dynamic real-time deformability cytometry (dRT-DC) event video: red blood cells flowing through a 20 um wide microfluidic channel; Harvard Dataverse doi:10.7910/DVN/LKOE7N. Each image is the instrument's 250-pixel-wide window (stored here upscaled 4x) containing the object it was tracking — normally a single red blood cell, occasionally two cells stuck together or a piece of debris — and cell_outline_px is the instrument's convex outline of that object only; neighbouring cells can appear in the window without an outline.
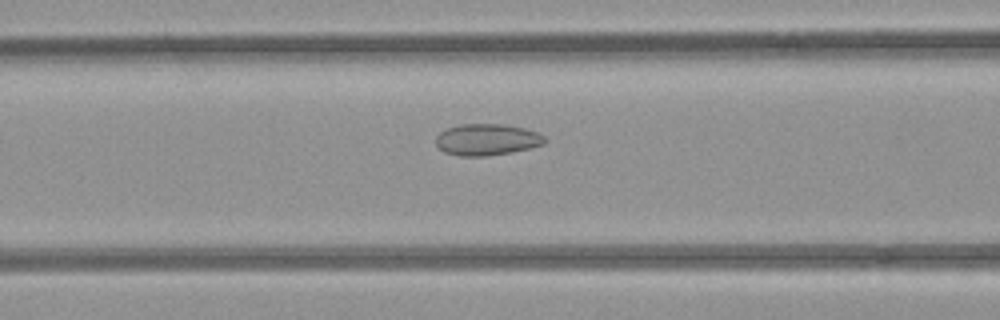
{"species": "common noctule bat (a hibernating species)", "species_latin": "Nyctalus noctula", "temperature_condition": "room temperature", "stored_images_in_passage": 33, "camera_frame_rate_fps": 3000, "um_per_image_px": 0.085, "animal": {"sex": "female", "body_mass_g": 21.9}, "frame": {"image": 1, "passage_image": 12, "time_ms": 3.667, "image_size_px": [1000, 320], "cell_outline_px": [[548, 140], [544, 144], [512, 152], [488, 156], [460, 156], [444, 152], [436, 144], [436, 136], [440, 132], [448, 128], [460, 124], [504, 124], [524, 128], [536, 132], [544, 136]], "centroid_in_image_um": [41.39, 11.87], "position_along_channel_um": 125.2, "area_um2": 20.0}}
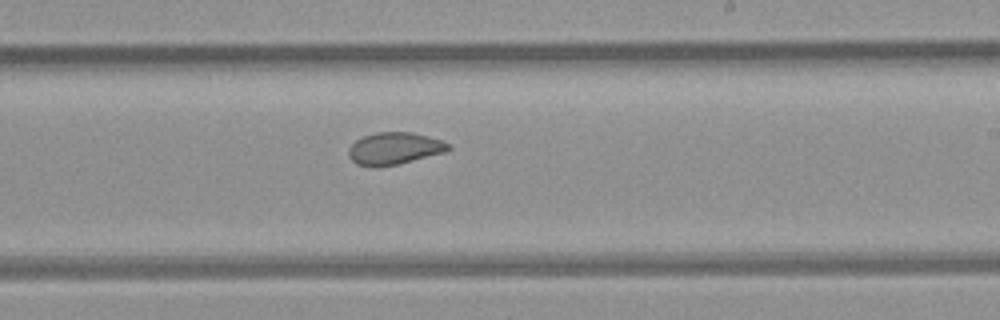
{"frame": {"image": 2, "passage_image": 22, "time_ms": 7.0, "image_size_px": [1000, 320], "cell_outline_px": [[452, 148], [444, 152], [400, 164], [376, 168], [368, 168], [356, 164], [348, 156], [348, 148], [356, 140], [364, 136], [376, 132], [412, 132], [428, 136], [452, 144]], "centroid_in_image_um": [33.5, 12.64], "position_along_channel_um": 255.5, "area_um2": 19.02}}
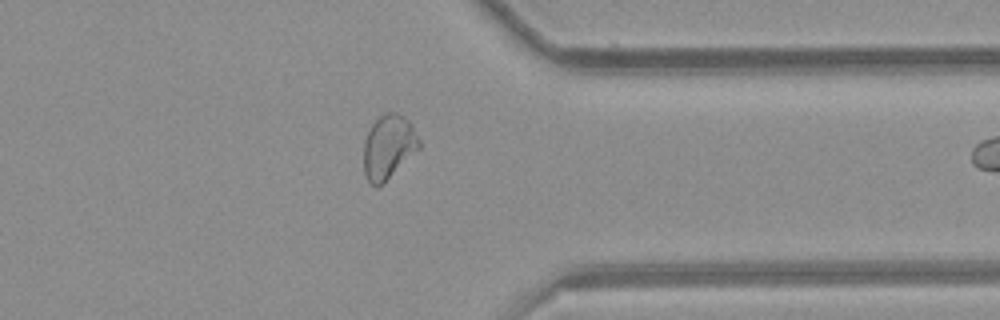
{"frame": {"image": 3, "passage_image": 32, "time_ms": 10.333, "image_size_px": [1000, 320], "cell_outline_px": [[420, 148], [376, 188], [368, 180], [364, 172], [364, 140], [372, 124], [384, 112], [396, 112], [408, 120], [420, 140]], "centroid_in_image_um": [33.01, 12.45], "position_along_channel_um": 378.4, "area_um2": 20.23}}